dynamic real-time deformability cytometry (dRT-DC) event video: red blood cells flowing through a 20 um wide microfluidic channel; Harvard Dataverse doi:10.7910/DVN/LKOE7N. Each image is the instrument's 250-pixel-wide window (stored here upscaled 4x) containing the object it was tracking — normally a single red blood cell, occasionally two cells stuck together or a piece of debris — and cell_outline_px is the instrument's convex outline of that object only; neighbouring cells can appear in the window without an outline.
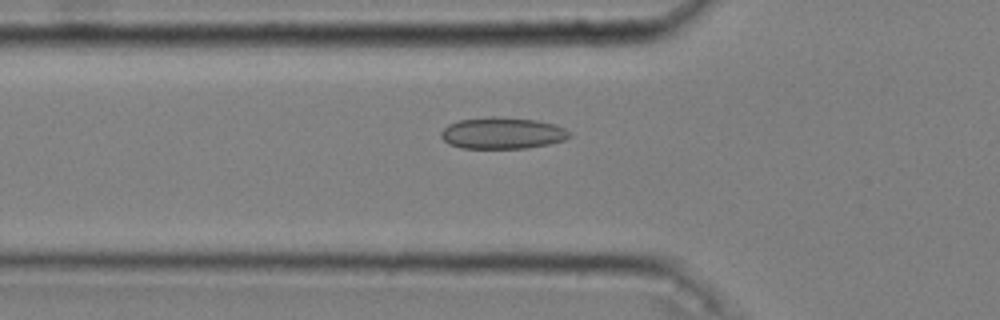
{"species": "common noctule bat (a hibernating species)", "species_latin": "Nyctalus noctula", "temperature_condition": "cold", "stored_images_in_passage": 47, "camera_frame_rate_fps": 3000, "um_per_image_px": 0.085, "animal": {"sex": "male", "body_mass_g": 20.4}, "frame": {"image": 1, "passage_image": 17, "time_ms": 5.333, "image_size_px": [1000, 320], "cell_outline_px": [[572, 136], [564, 140], [548, 144], [528, 148], [460, 148], [448, 144], [440, 136], [440, 132], [448, 124], [460, 120], [492, 116], [536, 120], [556, 124], [572, 132]], "centroid_in_image_um": [42.71, 11.32], "position_along_channel_um": 83.1, "area_um2": 23.76}}
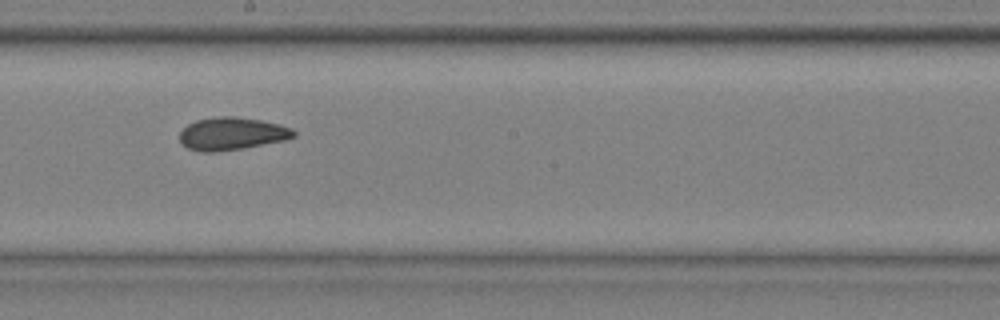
{"frame": {"image": 2, "passage_image": 29, "time_ms": 9.333, "image_size_px": [1000, 320], "cell_outline_px": [[296, 136], [284, 140], [244, 148], [216, 152], [200, 152], [188, 148], [180, 140], [180, 132], [188, 124], [196, 120], [216, 116], [232, 116], [260, 120], [280, 124], [292, 128], [296, 132]], "centroid_in_image_um": [19.72, 11.36], "position_along_channel_um": 228.5, "area_um2": 21.73}}
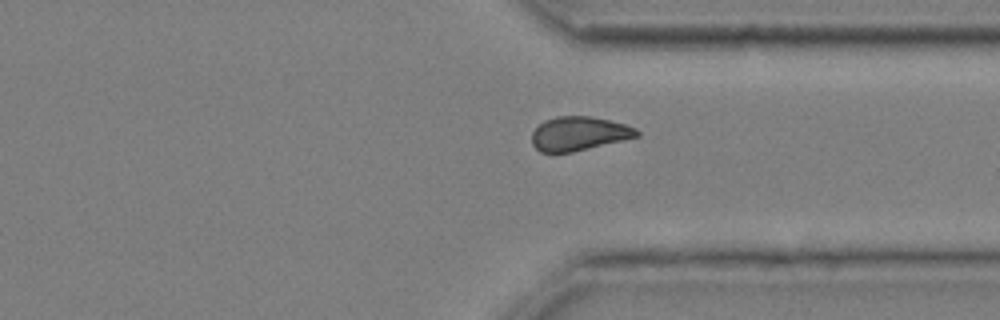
{"frame": {"image": 3, "passage_image": 40, "time_ms": 13.0, "image_size_px": [1000, 320], "cell_outline_px": [[640, 136], [624, 140], [572, 152], [540, 152], [532, 144], [532, 132], [544, 120], [556, 116], [592, 116], [624, 124], [636, 128], [640, 132]], "centroid_in_image_um": [49.21, 11.35], "position_along_channel_um": 362.2, "area_um2": 20.75}, "authors_computed_cell_mechanics": {"area_um2": 21.7328, "velocity_mm_per_s": 3.6267, "shape_relaxation_time_tau1_ms": null, "shape_relaxation_time_tau2_ms": 3.1558, "deformation_change_tau1": null, "deformation_change_tau2": 0.0843}}